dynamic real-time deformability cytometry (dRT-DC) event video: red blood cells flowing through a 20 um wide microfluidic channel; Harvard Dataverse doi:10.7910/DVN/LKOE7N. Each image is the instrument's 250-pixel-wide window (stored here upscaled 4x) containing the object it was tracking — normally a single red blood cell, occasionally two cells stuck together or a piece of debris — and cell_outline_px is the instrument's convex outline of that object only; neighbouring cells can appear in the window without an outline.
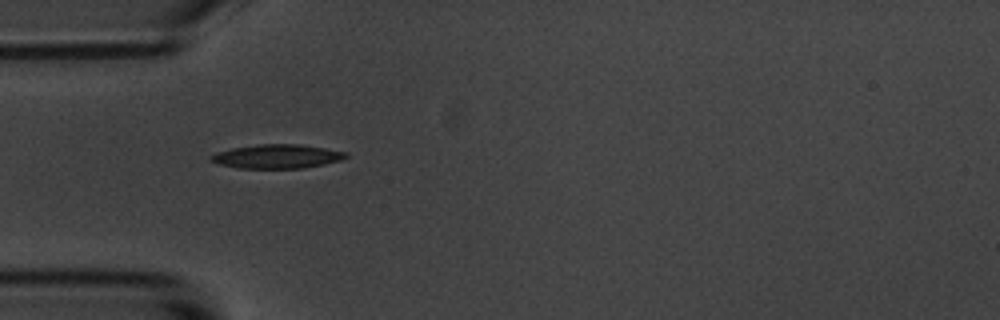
{"species": "common noctule bat (a hibernating species)", "species_latin": "Nyctalus noctula", "temperature_condition": "room temperature", "stored_images_in_passage": 8, "camera_frame_rate_fps": 3000, "um_per_image_px": 0.085, "animal": {"sex": "male", "body_mass_g": 20.1, "forearm_length_mm": 53.5}, "frame": {"image": 1, "passage_image": 5, "time_ms": 4.667, "image_size_px": [1000, 320], "cell_outline_px": [[348, 156], [340, 160], [324, 164], [304, 168], [236, 168], [220, 164], [208, 160], [208, 156], [216, 152], [232, 148], [260, 144], [300, 144], [348, 152]], "centroid_in_image_um": [23.51, 13.29], "position_along_channel_um": 61.5, "area_um2": 18.9}}
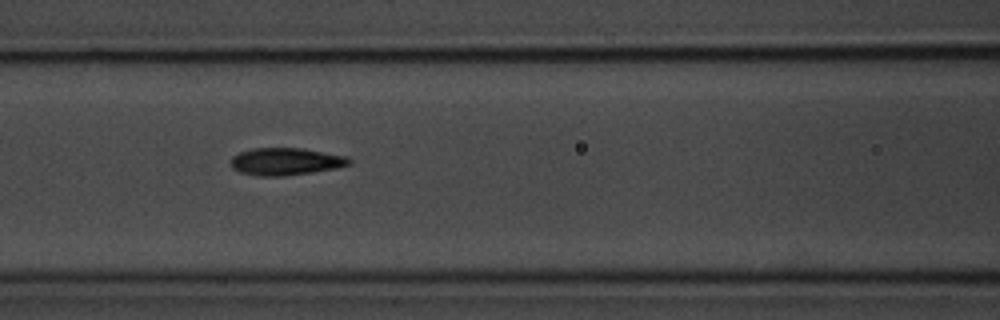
{"frame": {"image": 2, "passage_image": 7, "time_ms": 7.0, "image_size_px": [1000, 320], "cell_outline_px": [[352, 164], [336, 168], [312, 172], [280, 176], [260, 176], [240, 172], [232, 168], [232, 156], [240, 152], [252, 148], [304, 148], [348, 156], [352, 160]], "centroid_in_image_um": [24.33, 13.72], "position_along_channel_um": 142.3, "area_um2": 18.9}}
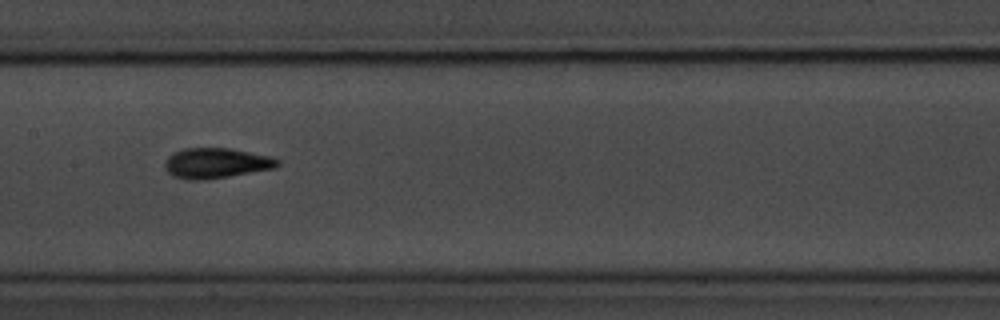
{"frame": {"image": 3, "passage_image": 8, "time_ms": 8.333, "image_size_px": [1000, 320], "cell_outline_px": [[280, 164], [276, 168], [204, 180], [188, 180], [172, 176], [164, 168], [164, 160], [168, 156], [184, 148], [228, 148], [268, 156], [280, 160]], "centroid_in_image_um": [18.33, 13.87], "position_along_channel_um": 189.1, "area_um2": 19.83}}